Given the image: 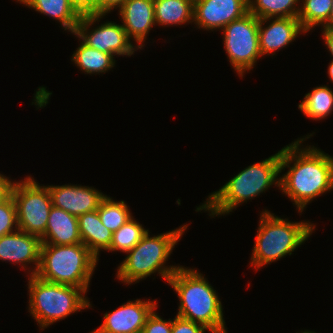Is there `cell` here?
Segmentation results:
<instances>
[{
  "label": "cell",
  "instance_id": "4fadbf2b",
  "mask_svg": "<svg viewBox=\"0 0 333 333\" xmlns=\"http://www.w3.org/2000/svg\"><path fill=\"white\" fill-rule=\"evenodd\" d=\"M52 206L63 209L79 217L87 212L97 210L105 194L94 187L81 185H48Z\"/></svg>",
  "mask_w": 333,
  "mask_h": 333
},
{
  "label": "cell",
  "instance_id": "7a4b0ae2",
  "mask_svg": "<svg viewBox=\"0 0 333 333\" xmlns=\"http://www.w3.org/2000/svg\"><path fill=\"white\" fill-rule=\"evenodd\" d=\"M281 150L265 160L254 163L231 178L218 191L209 194L195 211L205 210L209 216L229 214L241 203L259 196L270 186L280 187Z\"/></svg>",
  "mask_w": 333,
  "mask_h": 333
},
{
  "label": "cell",
  "instance_id": "e0dca14e",
  "mask_svg": "<svg viewBox=\"0 0 333 333\" xmlns=\"http://www.w3.org/2000/svg\"><path fill=\"white\" fill-rule=\"evenodd\" d=\"M42 244L73 245L82 243L79 232L78 217L63 209L51 207Z\"/></svg>",
  "mask_w": 333,
  "mask_h": 333
},
{
  "label": "cell",
  "instance_id": "484cf974",
  "mask_svg": "<svg viewBox=\"0 0 333 333\" xmlns=\"http://www.w3.org/2000/svg\"><path fill=\"white\" fill-rule=\"evenodd\" d=\"M147 231L134 217L130 218L113 233L108 251L128 252L142 239Z\"/></svg>",
  "mask_w": 333,
  "mask_h": 333
},
{
  "label": "cell",
  "instance_id": "9c48e42d",
  "mask_svg": "<svg viewBox=\"0 0 333 333\" xmlns=\"http://www.w3.org/2000/svg\"><path fill=\"white\" fill-rule=\"evenodd\" d=\"M222 31L229 62L239 77H243L262 56L259 49V18L248 12L226 25Z\"/></svg>",
  "mask_w": 333,
  "mask_h": 333
},
{
  "label": "cell",
  "instance_id": "cb8c5ba5",
  "mask_svg": "<svg viewBox=\"0 0 333 333\" xmlns=\"http://www.w3.org/2000/svg\"><path fill=\"white\" fill-rule=\"evenodd\" d=\"M298 19L306 32L324 27L330 17L333 0H301ZM302 5V6H301Z\"/></svg>",
  "mask_w": 333,
  "mask_h": 333
},
{
  "label": "cell",
  "instance_id": "d6986e66",
  "mask_svg": "<svg viewBox=\"0 0 333 333\" xmlns=\"http://www.w3.org/2000/svg\"><path fill=\"white\" fill-rule=\"evenodd\" d=\"M59 21L64 30L75 33L81 15L69 0H16Z\"/></svg>",
  "mask_w": 333,
  "mask_h": 333
},
{
  "label": "cell",
  "instance_id": "836d02e7",
  "mask_svg": "<svg viewBox=\"0 0 333 333\" xmlns=\"http://www.w3.org/2000/svg\"><path fill=\"white\" fill-rule=\"evenodd\" d=\"M324 27L333 28V2H332V8H331V12H330L329 21Z\"/></svg>",
  "mask_w": 333,
  "mask_h": 333
},
{
  "label": "cell",
  "instance_id": "d590c367",
  "mask_svg": "<svg viewBox=\"0 0 333 333\" xmlns=\"http://www.w3.org/2000/svg\"><path fill=\"white\" fill-rule=\"evenodd\" d=\"M301 333H316L315 331H308V330H305V331H303V332H301Z\"/></svg>",
  "mask_w": 333,
  "mask_h": 333
},
{
  "label": "cell",
  "instance_id": "d6a6232c",
  "mask_svg": "<svg viewBox=\"0 0 333 333\" xmlns=\"http://www.w3.org/2000/svg\"><path fill=\"white\" fill-rule=\"evenodd\" d=\"M322 30H323L322 31L323 39L325 41L327 49H328L329 53L331 54V57H333V28L323 27Z\"/></svg>",
  "mask_w": 333,
  "mask_h": 333
},
{
  "label": "cell",
  "instance_id": "1f68e13d",
  "mask_svg": "<svg viewBox=\"0 0 333 333\" xmlns=\"http://www.w3.org/2000/svg\"><path fill=\"white\" fill-rule=\"evenodd\" d=\"M14 181L0 173V204L11 195Z\"/></svg>",
  "mask_w": 333,
  "mask_h": 333
},
{
  "label": "cell",
  "instance_id": "2e32d148",
  "mask_svg": "<svg viewBox=\"0 0 333 333\" xmlns=\"http://www.w3.org/2000/svg\"><path fill=\"white\" fill-rule=\"evenodd\" d=\"M118 11L128 38L143 49L150 29L156 25L154 0H126Z\"/></svg>",
  "mask_w": 333,
  "mask_h": 333
},
{
  "label": "cell",
  "instance_id": "f1b7e54d",
  "mask_svg": "<svg viewBox=\"0 0 333 333\" xmlns=\"http://www.w3.org/2000/svg\"><path fill=\"white\" fill-rule=\"evenodd\" d=\"M205 330L213 333L205 326L189 321L178 316L172 320V332L171 333H205Z\"/></svg>",
  "mask_w": 333,
  "mask_h": 333
},
{
  "label": "cell",
  "instance_id": "5bb4252c",
  "mask_svg": "<svg viewBox=\"0 0 333 333\" xmlns=\"http://www.w3.org/2000/svg\"><path fill=\"white\" fill-rule=\"evenodd\" d=\"M268 20L269 22L271 20L270 24ZM266 22L269 24L267 27L264 26ZM300 33L307 32L303 29L298 17H269L259 19V49L261 55H275L276 51L294 42Z\"/></svg>",
  "mask_w": 333,
  "mask_h": 333
},
{
  "label": "cell",
  "instance_id": "8fae6325",
  "mask_svg": "<svg viewBox=\"0 0 333 333\" xmlns=\"http://www.w3.org/2000/svg\"><path fill=\"white\" fill-rule=\"evenodd\" d=\"M248 12V0H194L193 23L203 30H222Z\"/></svg>",
  "mask_w": 333,
  "mask_h": 333
},
{
  "label": "cell",
  "instance_id": "6da1fadb",
  "mask_svg": "<svg viewBox=\"0 0 333 333\" xmlns=\"http://www.w3.org/2000/svg\"><path fill=\"white\" fill-rule=\"evenodd\" d=\"M306 136L281 149L280 172L286 167L289 170L280 177L279 189L299 213L314 198L333 190V157L314 146L301 148V143L313 135Z\"/></svg>",
  "mask_w": 333,
  "mask_h": 333
},
{
  "label": "cell",
  "instance_id": "30bf717a",
  "mask_svg": "<svg viewBox=\"0 0 333 333\" xmlns=\"http://www.w3.org/2000/svg\"><path fill=\"white\" fill-rule=\"evenodd\" d=\"M104 16L106 15H82L74 35L86 45L103 53L128 57L134 54L138 48L132 44L122 24L106 21L90 31V26L96 21L98 23Z\"/></svg>",
  "mask_w": 333,
  "mask_h": 333
},
{
  "label": "cell",
  "instance_id": "4dcf8cb0",
  "mask_svg": "<svg viewBox=\"0 0 333 333\" xmlns=\"http://www.w3.org/2000/svg\"><path fill=\"white\" fill-rule=\"evenodd\" d=\"M126 0H99V14L107 15L111 10L119 9Z\"/></svg>",
  "mask_w": 333,
  "mask_h": 333
},
{
  "label": "cell",
  "instance_id": "3957f363",
  "mask_svg": "<svg viewBox=\"0 0 333 333\" xmlns=\"http://www.w3.org/2000/svg\"><path fill=\"white\" fill-rule=\"evenodd\" d=\"M168 284L180 301L176 316L199 323L213 333H227L221 299L203 274L180 266Z\"/></svg>",
  "mask_w": 333,
  "mask_h": 333
},
{
  "label": "cell",
  "instance_id": "d4e9b609",
  "mask_svg": "<svg viewBox=\"0 0 333 333\" xmlns=\"http://www.w3.org/2000/svg\"><path fill=\"white\" fill-rule=\"evenodd\" d=\"M97 212L102 224L110 229L112 233L116 232L123 224L133 217L129 207L123 200L115 202L107 195L101 201Z\"/></svg>",
  "mask_w": 333,
  "mask_h": 333
},
{
  "label": "cell",
  "instance_id": "4316f807",
  "mask_svg": "<svg viewBox=\"0 0 333 333\" xmlns=\"http://www.w3.org/2000/svg\"><path fill=\"white\" fill-rule=\"evenodd\" d=\"M18 229L16 204L10 195L0 204V238Z\"/></svg>",
  "mask_w": 333,
  "mask_h": 333
},
{
  "label": "cell",
  "instance_id": "ac0fdd59",
  "mask_svg": "<svg viewBox=\"0 0 333 333\" xmlns=\"http://www.w3.org/2000/svg\"><path fill=\"white\" fill-rule=\"evenodd\" d=\"M79 232L82 243L97 257L102 250H108L113 233L102 224L97 210L78 217Z\"/></svg>",
  "mask_w": 333,
  "mask_h": 333
},
{
  "label": "cell",
  "instance_id": "ba28073f",
  "mask_svg": "<svg viewBox=\"0 0 333 333\" xmlns=\"http://www.w3.org/2000/svg\"><path fill=\"white\" fill-rule=\"evenodd\" d=\"M11 196L16 204L19 230L41 238L52 207L48 186H40L34 178L27 176L20 182L14 181Z\"/></svg>",
  "mask_w": 333,
  "mask_h": 333
},
{
  "label": "cell",
  "instance_id": "ffe728a7",
  "mask_svg": "<svg viewBox=\"0 0 333 333\" xmlns=\"http://www.w3.org/2000/svg\"><path fill=\"white\" fill-rule=\"evenodd\" d=\"M194 0H154L155 23L161 26L193 22Z\"/></svg>",
  "mask_w": 333,
  "mask_h": 333
},
{
  "label": "cell",
  "instance_id": "f546056e",
  "mask_svg": "<svg viewBox=\"0 0 333 333\" xmlns=\"http://www.w3.org/2000/svg\"><path fill=\"white\" fill-rule=\"evenodd\" d=\"M82 15L99 14V0H69Z\"/></svg>",
  "mask_w": 333,
  "mask_h": 333
},
{
  "label": "cell",
  "instance_id": "e575fe53",
  "mask_svg": "<svg viewBox=\"0 0 333 333\" xmlns=\"http://www.w3.org/2000/svg\"><path fill=\"white\" fill-rule=\"evenodd\" d=\"M328 75H329V78L331 79L330 81H332V83H333V59H332L331 63H329V65H328Z\"/></svg>",
  "mask_w": 333,
  "mask_h": 333
},
{
  "label": "cell",
  "instance_id": "44dd1931",
  "mask_svg": "<svg viewBox=\"0 0 333 333\" xmlns=\"http://www.w3.org/2000/svg\"><path fill=\"white\" fill-rule=\"evenodd\" d=\"M80 46L72 54L71 61L85 74L106 73L115 66L113 55L103 53L86 45L82 40Z\"/></svg>",
  "mask_w": 333,
  "mask_h": 333
},
{
  "label": "cell",
  "instance_id": "7402d4cb",
  "mask_svg": "<svg viewBox=\"0 0 333 333\" xmlns=\"http://www.w3.org/2000/svg\"><path fill=\"white\" fill-rule=\"evenodd\" d=\"M298 108L305 116L314 120L325 119L333 111V91L329 86H317L307 93Z\"/></svg>",
  "mask_w": 333,
  "mask_h": 333
},
{
  "label": "cell",
  "instance_id": "277c9868",
  "mask_svg": "<svg viewBox=\"0 0 333 333\" xmlns=\"http://www.w3.org/2000/svg\"><path fill=\"white\" fill-rule=\"evenodd\" d=\"M188 224L166 233L150 237L149 230L128 252L117 269V279L125 284L137 283L158 272L168 282L180 266H165L173 248L187 229Z\"/></svg>",
  "mask_w": 333,
  "mask_h": 333
},
{
  "label": "cell",
  "instance_id": "83f0119b",
  "mask_svg": "<svg viewBox=\"0 0 333 333\" xmlns=\"http://www.w3.org/2000/svg\"><path fill=\"white\" fill-rule=\"evenodd\" d=\"M172 332V319L163 320L158 313L156 308L146 319L142 333H171Z\"/></svg>",
  "mask_w": 333,
  "mask_h": 333
},
{
  "label": "cell",
  "instance_id": "5b68a950",
  "mask_svg": "<svg viewBox=\"0 0 333 333\" xmlns=\"http://www.w3.org/2000/svg\"><path fill=\"white\" fill-rule=\"evenodd\" d=\"M250 266L256 268L291 255L315 230L309 221L291 222L268 210L261 212Z\"/></svg>",
  "mask_w": 333,
  "mask_h": 333
},
{
  "label": "cell",
  "instance_id": "7c38bea8",
  "mask_svg": "<svg viewBox=\"0 0 333 333\" xmlns=\"http://www.w3.org/2000/svg\"><path fill=\"white\" fill-rule=\"evenodd\" d=\"M157 302L136 299L124 303L114 311L106 312L104 321L91 333H137L142 332L146 319L157 308Z\"/></svg>",
  "mask_w": 333,
  "mask_h": 333
},
{
  "label": "cell",
  "instance_id": "8992f818",
  "mask_svg": "<svg viewBox=\"0 0 333 333\" xmlns=\"http://www.w3.org/2000/svg\"><path fill=\"white\" fill-rule=\"evenodd\" d=\"M99 259L83 244H41L36 276L44 281L88 291Z\"/></svg>",
  "mask_w": 333,
  "mask_h": 333
},
{
  "label": "cell",
  "instance_id": "9a60e30c",
  "mask_svg": "<svg viewBox=\"0 0 333 333\" xmlns=\"http://www.w3.org/2000/svg\"><path fill=\"white\" fill-rule=\"evenodd\" d=\"M41 244L39 236L18 229L0 238V260L13 264L20 263L23 269L28 267V264L33 263L34 270L33 268L28 269V272L32 271L29 276L35 275L40 263Z\"/></svg>",
  "mask_w": 333,
  "mask_h": 333
},
{
  "label": "cell",
  "instance_id": "52a82bcc",
  "mask_svg": "<svg viewBox=\"0 0 333 333\" xmlns=\"http://www.w3.org/2000/svg\"><path fill=\"white\" fill-rule=\"evenodd\" d=\"M29 312L41 330L71 313L91 308L82 288L44 281L36 275L28 277Z\"/></svg>",
  "mask_w": 333,
  "mask_h": 333
},
{
  "label": "cell",
  "instance_id": "603a6c76",
  "mask_svg": "<svg viewBox=\"0 0 333 333\" xmlns=\"http://www.w3.org/2000/svg\"><path fill=\"white\" fill-rule=\"evenodd\" d=\"M301 0H248L249 12L257 18L298 17ZM299 2V3H298Z\"/></svg>",
  "mask_w": 333,
  "mask_h": 333
}]
</instances>
